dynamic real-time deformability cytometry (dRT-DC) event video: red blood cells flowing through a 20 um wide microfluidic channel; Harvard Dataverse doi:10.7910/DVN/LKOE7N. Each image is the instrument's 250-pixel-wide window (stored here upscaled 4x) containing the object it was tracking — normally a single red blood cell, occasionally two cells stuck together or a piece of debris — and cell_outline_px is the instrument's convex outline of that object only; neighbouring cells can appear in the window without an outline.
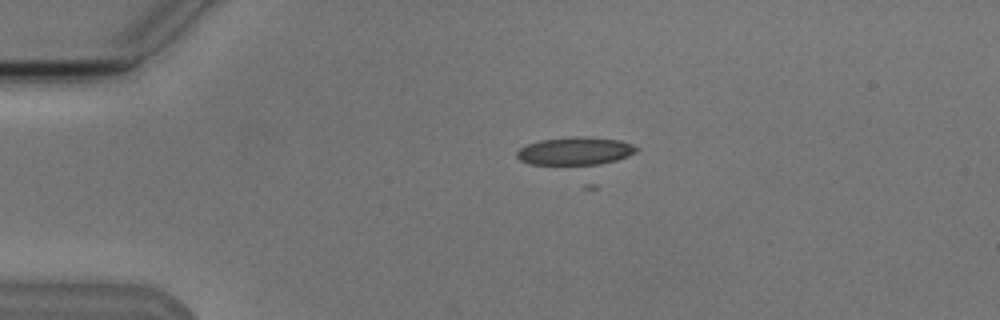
{"species": "Egyptian fruit bat (a non-hibernating species)", "species_latin": "Rousettus aegyptiacus", "temperature_condition": "cold", "stored_images_in_passage": 2, "camera_frame_rate_fps": 3000, "um_per_image_px": 0.085, "animal": {"sex": "male"}, "frame": {"image": 1, "passage_image": 1, "time_ms": 0.0, "image_size_px": [1000, 320], "cell_outline_px": [[640, 148], [636, 152], [616, 160], [592, 168], [584, 168], [528, 164], [520, 160], [516, 156], [516, 152], [520, 148], [528, 144], [540, 140], [572, 136], [588, 136], [620, 140], [632, 144]], "centroid_in_image_um": [48.89, 12.9], "position_along_channel_um": 36.1, "area_um2": 20.75}}